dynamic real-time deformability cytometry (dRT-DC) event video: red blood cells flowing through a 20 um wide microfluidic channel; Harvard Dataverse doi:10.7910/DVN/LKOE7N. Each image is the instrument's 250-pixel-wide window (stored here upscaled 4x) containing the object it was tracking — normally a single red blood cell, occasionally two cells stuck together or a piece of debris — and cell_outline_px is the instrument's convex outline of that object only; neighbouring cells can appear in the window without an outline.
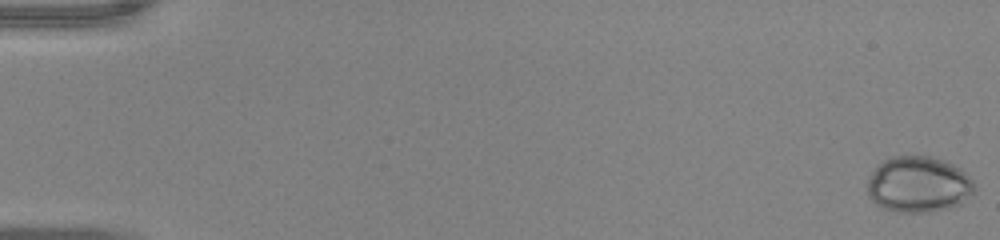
{"species": "common noctule bat (a hibernating species)", "species_latin": "Nyctalus noctula", "temperature_condition": "warm", "stored_images_in_passage": 53, "camera_frame_rate_fps": 3000, "um_per_image_px": 0.085, "animal": {"sex": "male", "body_mass_g": 20.0, "forearm_length_mm": 53.3}, "frame": {"image": 1, "passage_image": 1, "time_ms": 0.0, "image_size_px": [1000, 240], "cell_outline_px": [[976, 192], [960, 204], [928, 212], [900, 212], [884, 208], [876, 204], [868, 196], [868, 180], [872, 172], [888, 156], [932, 156], [944, 160], [960, 168], [972, 180], [976, 188]], "centroid_in_image_um": [78.09, 15.67], "position_along_channel_um": 6.9, "area_um2": 34.91}}
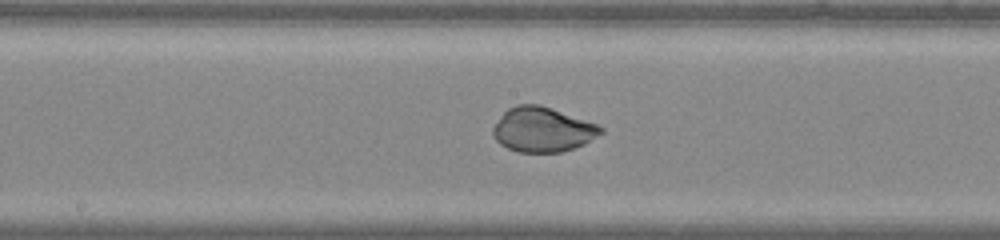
{"frame": {"image": 2, "passage_image": 29, "time_ms": 9.333, "image_size_px": [1000, 240], "cell_outline_px": [[604, 132], [584, 144], [560, 152], [520, 152], [508, 148], [500, 144], [492, 136], [492, 128], [504, 112], [508, 108], [516, 104], [540, 104], [552, 108], [596, 124], [604, 128]], "centroid_in_image_um": [46.1, 11.01], "position_along_channel_um": 202.1, "area_um2": 27.98}}
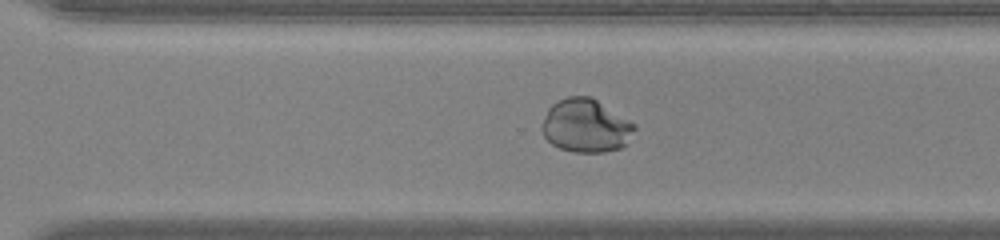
{"frame": {"image": 3, "passage_image": 38, "time_ms": 12.333, "image_size_px": [1000, 240], "cell_outline_px": [[636, 128], [624, 144], [620, 148], [604, 152], [576, 152], [560, 148], [552, 144], [544, 136], [540, 128], [548, 108], [552, 104], [568, 96], [592, 96], [636, 124]], "centroid_in_image_um": [49.78, 10.67], "position_along_channel_um": 320.8, "area_um2": 28.73}}